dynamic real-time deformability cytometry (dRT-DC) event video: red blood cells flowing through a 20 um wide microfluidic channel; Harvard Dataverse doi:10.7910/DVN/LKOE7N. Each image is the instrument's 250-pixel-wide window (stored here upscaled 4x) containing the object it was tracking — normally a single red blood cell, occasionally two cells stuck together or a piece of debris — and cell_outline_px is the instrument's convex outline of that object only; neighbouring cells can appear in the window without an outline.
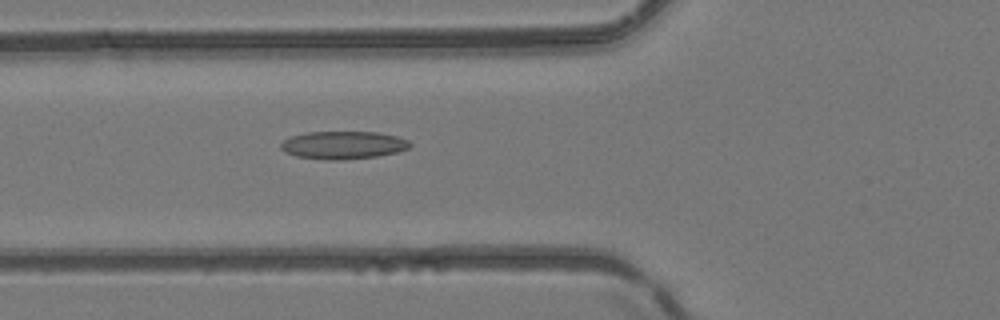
{"species": "common noctule bat (a hibernating species)", "species_latin": "Nyctalus noctula", "temperature_condition": "room temperature", "stored_images_in_passage": 35, "camera_frame_rate_fps": 3000, "um_per_image_px": 0.085, "animal": {"sex": "female", "body_mass_g": 24.6, "forearm_length_mm": 56.2}, "frame": {"image": 1, "passage_image": 4, "time_ms": 1.0, "image_size_px": [1000, 320], "cell_outline_px": [[412, 144], [408, 148], [396, 152], [376, 156], [344, 160], [328, 160], [296, 156], [284, 152], [280, 148], [280, 144], [284, 140], [292, 136], [308, 132], [376, 132], [396, 136], [408, 140]], "centroid_in_image_um": [29.15, 12.33], "position_along_channel_um": 96.6, "area_um2": 20.87}}
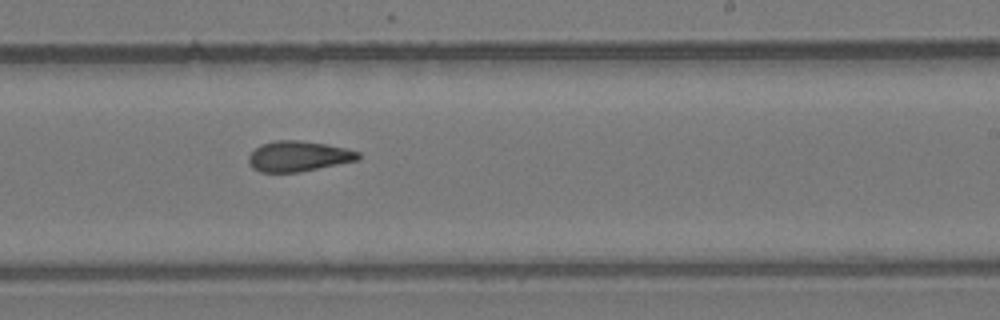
{"frame": {"image": 2, "passage_image": 16, "time_ms": 5.0, "image_size_px": [1000, 320], "cell_outline_px": [[360, 160], [300, 172], [260, 172], [252, 168], [248, 164], [248, 156], [260, 144], [276, 140], [300, 140], [324, 144], [344, 148], [360, 152]], "centroid_in_image_um": [25.35, 13.29], "position_along_channel_um": 263.6, "area_um2": 19.54}}
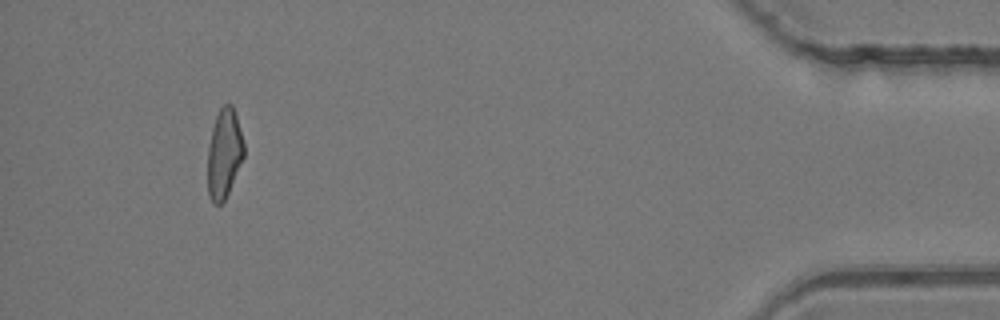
{"frame": {"image": 3, "passage_image": 32, "time_ms": 10.333, "image_size_px": [1000, 320], "cell_outline_px": [[244, 156], [228, 192], [224, 200], [220, 204], [212, 204], [208, 196], [208, 148], [212, 128], [216, 116], [220, 108], [224, 104], [232, 104], [236, 116], [244, 144]], "centroid_in_image_um": [19.04, 13.06], "position_along_channel_um": 416.2, "area_um2": 18.67}, "authors_computed_cell_mechanics": {"area_um2": 19.5942, "velocity_mm_per_s": 4.1542, "shape_relaxation_time_tau1_ms": null, "shape_relaxation_time_tau2_ms": 2.3795, "deformation_change_tau1": null, "deformation_change_tau2": 0.1037}}